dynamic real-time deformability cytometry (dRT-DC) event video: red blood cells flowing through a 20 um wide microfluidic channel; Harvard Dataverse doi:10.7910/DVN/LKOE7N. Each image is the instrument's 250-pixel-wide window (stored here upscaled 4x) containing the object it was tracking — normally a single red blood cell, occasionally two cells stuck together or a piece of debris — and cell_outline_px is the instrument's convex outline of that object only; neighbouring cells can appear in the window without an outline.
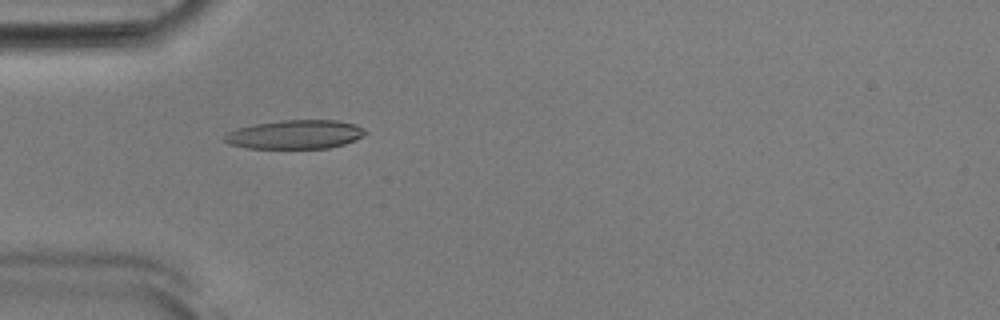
{"species": "Egyptian fruit bat (a non-hibernating species)", "species_latin": "Rousettus aegyptiacus", "temperature_condition": "room temperature", "stored_images_in_passage": 52, "camera_frame_rate_fps": 3000, "um_per_image_px": 0.085, "animal": {"sex": "male"}, "frame": {"image": 1, "passage_image": 16, "time_ms": 5.0, "image_size_px": [1000, 320], "cell_outline_px": [[368, 132], [364, 136], [356, 140], [344, 144], [328, 148], [248, 148], [228, 144], [224, 140], [224, 136], [228, 132], [236, 128], [256, 124], [280, 120], [336, 120], [356, 124], [364, 128]], "centroid_in_image_um": [25.12, 11.42], "position_along_channel_um": 59.9, "area_um2": 23.81}}
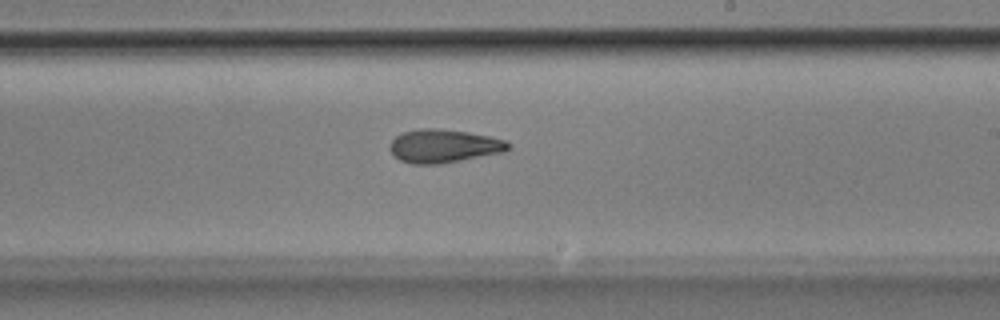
{"frame": {"image": 2, "passage_image": 31, "time_ms": 10.0, "image_size_px": [1000, 320], "cell_outline_px": [[512, 144], [504, 152], [440, 164], [412, 164], [400, 160], [388, 148], [392, 140], [400, 132], [420, 128], [436, 128], [468, 132], [508, 140]], "centroid_in_image_um": [37.72, 12.4], "position_along_channel_um": 251.3, "area_um2": 23.12}}
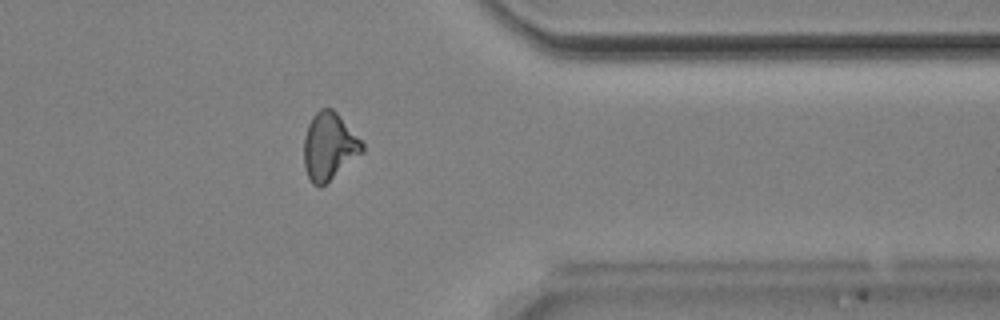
{"frame": {"image": 3, "passage_image": 42, "time_ms": 13.667, "image_size_px": [1000, 320], "cell_outline_px": [[364, 152], [320, 188], [312, 184], [304, 168], [304, 136], [308, 124], [312, 116], [320, 108], [332, 108], [340, 116], [364, 144]], "centroid_in_image_um": [27.96, 12.45], "position_along_channel_um": 383.4, "area_um2": 22.89}, "authors_computed_cell_mechanics": {"area_um2": 23.0622, "velocity_mm_per_s": 3.8944, "shape_relaxation_time_tau1_ms": 7.1254, "shape_relaxation_time_tau2_ms": 3.3651, "deformation_change_tau1": 0.1868, "deformation_change_tau2": 0.1228}}